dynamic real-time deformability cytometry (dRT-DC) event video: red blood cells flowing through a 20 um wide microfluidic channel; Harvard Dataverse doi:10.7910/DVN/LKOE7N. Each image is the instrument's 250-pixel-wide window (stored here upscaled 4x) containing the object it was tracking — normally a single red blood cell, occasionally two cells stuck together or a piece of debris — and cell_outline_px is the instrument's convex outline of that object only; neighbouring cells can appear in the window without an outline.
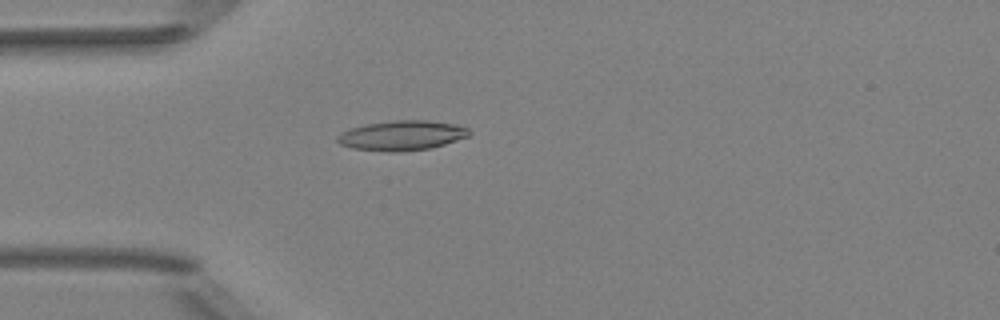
{"species": "Egyptian fruit bat (a non-hibernating species)", "species_latin": "Rousettus aegyptiacus", "temperature_condition": "room temperature", "stored_images_in_passage": 1, "camera_frame_rate_fps": 3000, "um_per_image_px": 0.085, "animal": {"sex": "female"}, "frame": {"image": 1, "passage_image": 1, "time_ms": 0.0, "image_size_px": [1000, 320], "cell_outline_px": [[472, 132], [468, 136], [432, 148], [400, 152], [392, 152], [352, 148], [340, 144], [336, 140], [336, 136], [340, 132], [352, 128], [368, 124], [396, 120], [424, 120], [452, 124], [468, 128]], "centroid_in_image_um": [34.14, 11.52], "position_along_channel_um": 50.9, "area_um2": 22.72}}